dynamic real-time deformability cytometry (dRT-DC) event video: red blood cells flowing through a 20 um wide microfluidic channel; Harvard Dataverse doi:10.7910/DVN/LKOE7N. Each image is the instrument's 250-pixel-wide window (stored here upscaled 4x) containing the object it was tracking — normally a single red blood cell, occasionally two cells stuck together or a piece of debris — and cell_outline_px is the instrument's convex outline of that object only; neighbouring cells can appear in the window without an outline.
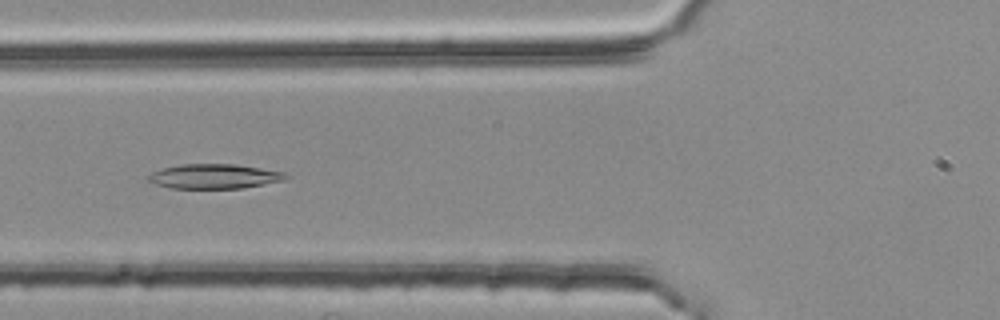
{"species": "common noctule bat (a hibernating species)", "species_latin": "Nyctalus noctula", "temperature_condition": "room temperature", "stored_images_in_passage": 50, "camera_frame_rate_fps": 3000, "um_per_image_px": 0.085, "animal": {"sex": "female", "body_mass_g": 25.1}, "frame": {"image": 1, "passage_image": 19, "time_ms": 6.0, "image_size_px": [1000, 320], "cell_outline_px": [[292, 176], [284, 180], [264, 184], [240, 188], [172, 188], [156, 184], [148, 180], [148, 176], [152, 172], [160, 168], [180, 164], [236, 164], [288, 172]], "centroid_in_image_um": [18.27, 14.97], "position_along_channel_um": 107.5, "area_um2": 19.88}}
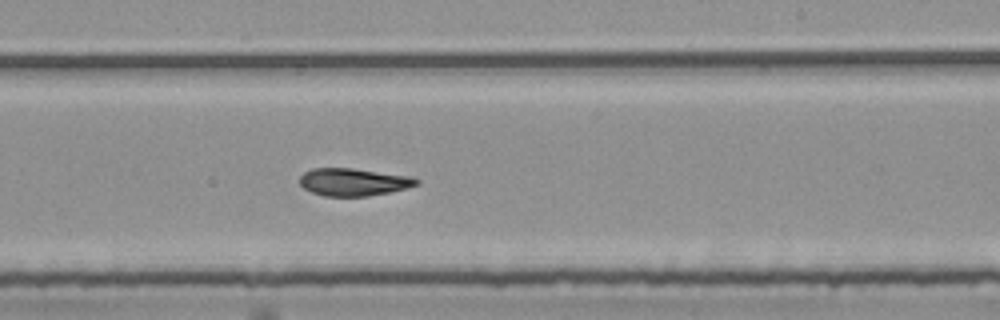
{"frame": {"image": 2, "passage_image": 31, "time_ms": 10.0, "image_size_px": [1000, 320], "cell_outline_px": [[420, 184], [408, 188], [392, 192], [368, 196], [324, 196], [312, 192], [304, 188], [300, 184], [300, 176], [304, 172], [312, 168], [352, 168], [412, 176], [420, 180]], "centroid_in_image_um": [30.09, 15.47], "position_along_channel_um": 258.9, "area_um2": 18.96}}
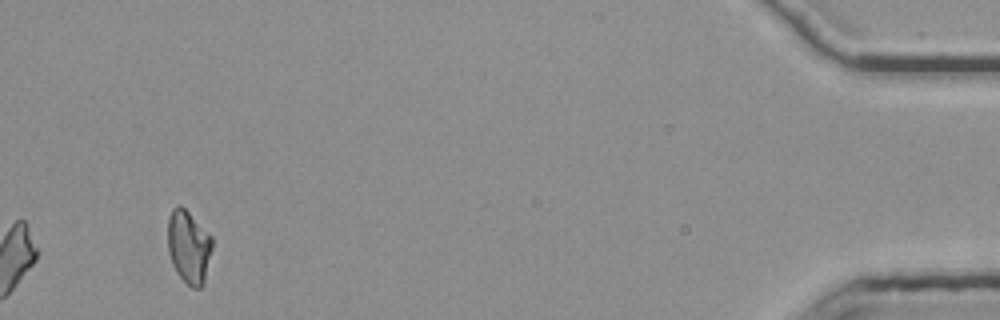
{"frame": {"image": 3, "passage_image": 50, "time_ms": 16.333, "image_size_px": [1000, 320], "cell_outline_px": [[212, 248], [204, 284], [200, 288], [192, 288], [176, 272], [172, 264], [168, 252], [168, 216], [172, 208], [176, 204], [180, 204], [212, 236]], "centroid_in_image_um": [16.03, 20.97], "position_along_channel_um": 419.2, "area_um2": 19.02}, "authors_computed_cell_mechanics": {"area_um2": 19.5075, "velocity_mm_per_s": 3.7936, "shape_relaxation_time_tau1_ms": 6.7081, "shape_relaxation_time_tau2_ms": 3.2368, "deformation_change_tau1": 0.1697, "deformation_change_tau2": 0.0991}}